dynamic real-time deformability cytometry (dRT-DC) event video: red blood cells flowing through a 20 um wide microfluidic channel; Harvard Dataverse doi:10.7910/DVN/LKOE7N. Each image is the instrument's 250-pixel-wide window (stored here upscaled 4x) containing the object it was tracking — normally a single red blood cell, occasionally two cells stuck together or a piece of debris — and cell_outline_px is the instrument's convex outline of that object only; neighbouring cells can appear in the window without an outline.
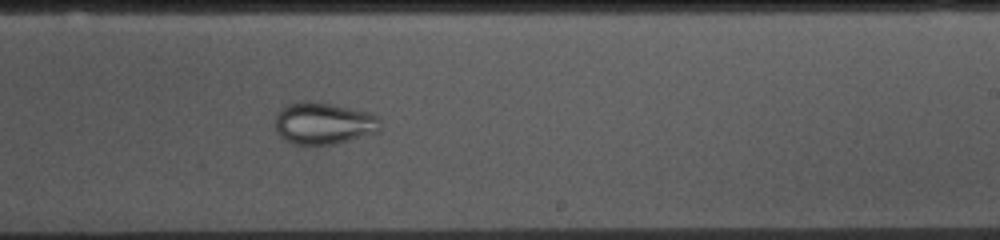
{"species": "common noctule bat (a hibernating species)", "species_latin": "Nyctalus noctula", "temperature_condition": "cold", "stored_images_in_passage": 53, "camera_frame_rate_fps": 3000, "um_per_image_px": 0.085, "animal": {"sex": "female", "body_mass_g": 10.0, "forearm_length_mm": 53.1}, "frame": {"image": 1, "passage_image": 31, "time_ms": 10.0, "image_size_px": [1000, 240], "cell_outline_px": [[380, 132], [332, 144], [296, 144], [284, 140], [276, 132], [276, 112], [288, 104], [300, 100], [308, 100], [332, 104], [368, 112], [376, 116], [380, 120]], "centroid_in_image_um": [27.49, 10.47], "position_along_channel_um": 261.5, "area_um2": 25.72}}
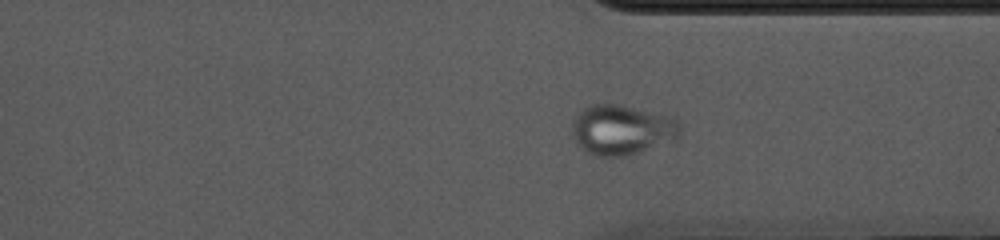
{"frame": {"image": 2, "passage_image": 39, "time_ms": 12.667, "image_size_px": [1000, 240], "cell_outline_px": [[680, 128], [676, 136], [672, 140], [640, 152], [628, 156], [596, 156], [588, 152], [572, 136], [572, 120], [584, 108], [592, 104], [616, 104], [672, 116], [680, 124]], "centroid_in_image_um": [52.84, 11.03], "position_along_channel_um": 358.6, "area_um2": 31.04}}
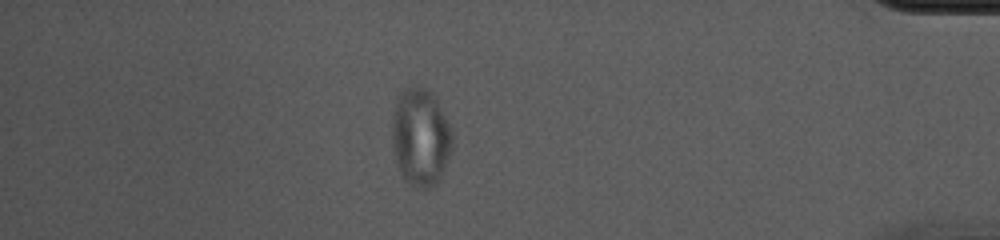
{"frame": {"image": 3, "passage_image": 46, "time_ms": 15.0, "image_size_px": [1000, 240], "cell_outline_px": [[452, 144], [440, 180], [436, 184], [428, 188], [412, 188], [404, 180], [400, 172], [392, 148], [392, 116], [396, 100], [400, 92], [404, 88], [416, 84], [420, 84], [428, 88], [436, 100], [452, 132]], "centroid_in_image_um": [35.71, 11.65], "position_along_channel_um": 399.5, "area_um2": 34.56}}